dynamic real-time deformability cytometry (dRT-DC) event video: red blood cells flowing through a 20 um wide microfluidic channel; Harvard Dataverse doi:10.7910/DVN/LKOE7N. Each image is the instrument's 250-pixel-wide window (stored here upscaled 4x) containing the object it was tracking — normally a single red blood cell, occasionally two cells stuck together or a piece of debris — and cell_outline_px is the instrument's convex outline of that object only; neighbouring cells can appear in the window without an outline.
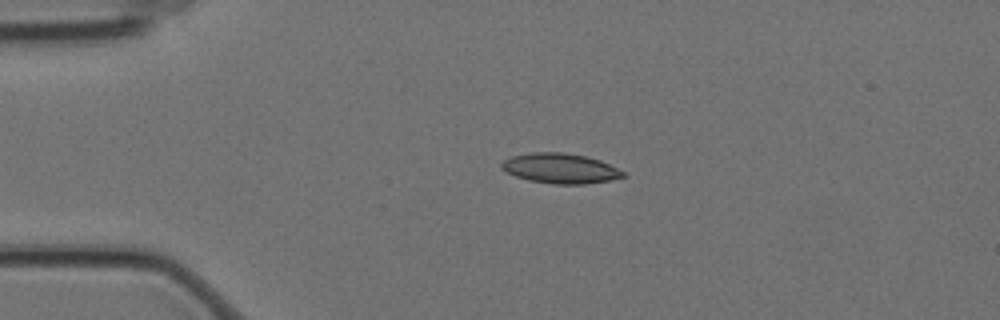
{"species": "Egyptian fruit bat (a non-hibernating species)", "species_latin": "Rousettus aegyptiacus", "temperature_condition": "cold", "stored_images_in_passage": 3, "camera_frame_rate_fps": 3000, "um_per_image_px": 0.085, "animal": {"sex": "female"}, "frame": {"image": 1, "passage_image": 2, "time_ms": 0.333, "image_size_px": [1000, 320], "cell_outline_px": [[628, 176], [608, 180], [584, 184], [552, 184], [528, 180], [516, 176], [500, 168], [500, 164], [504, 160], [512, 156], [532, 152], [564, 152], [584, 156], [600, 160], [624, 172]], "centroid_in_image_um": [47.61, 14.31], "position_along_channel_um": 37.4, "area_um2": 21.15}}